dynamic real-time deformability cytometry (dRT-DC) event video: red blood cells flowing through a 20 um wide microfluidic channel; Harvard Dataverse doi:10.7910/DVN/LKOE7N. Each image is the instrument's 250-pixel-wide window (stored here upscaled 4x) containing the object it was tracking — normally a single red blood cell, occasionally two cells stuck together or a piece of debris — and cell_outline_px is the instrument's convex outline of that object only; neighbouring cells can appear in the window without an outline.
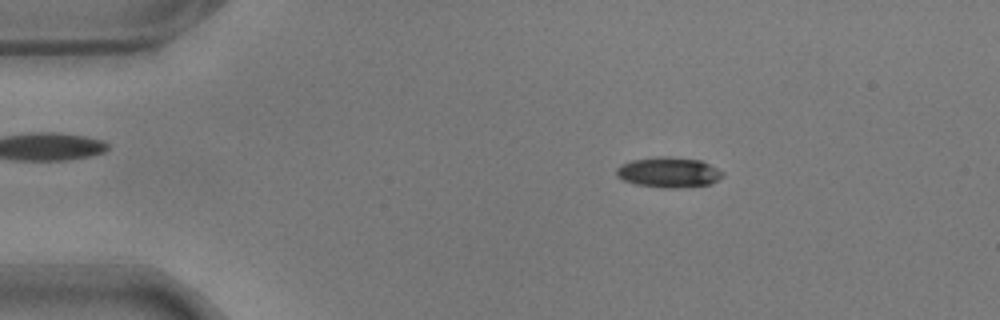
{"species": "common noctule bat (a hibernating species)", "species_latin": "Nyctalus noctula", "temperature_condition": "warm", "stored_images_in_passage": 57, "camera_frame_rate_fps": 3000, "um_per_image_px": 0.085, "animal": {"sex": "male", "body_mass_g": 17.9}, "frame": {"image": 1, "passage_image": 10, "time_ms": 3.0, "image_size_px": [1000, 320], "cell_outline_px": [[724, 176], [712, 184], [676, 188], [664, 188], [636, 184], [624, 180], [616, 176], [616, 168], [620, 164], [632, 160], [660, 156], [668, 156], [700, 160], [724, 172]], "centroid_in_image_um": [56.84, 14.65], "position_along_channel_um": 28.2, "area_um2": 18.84}}
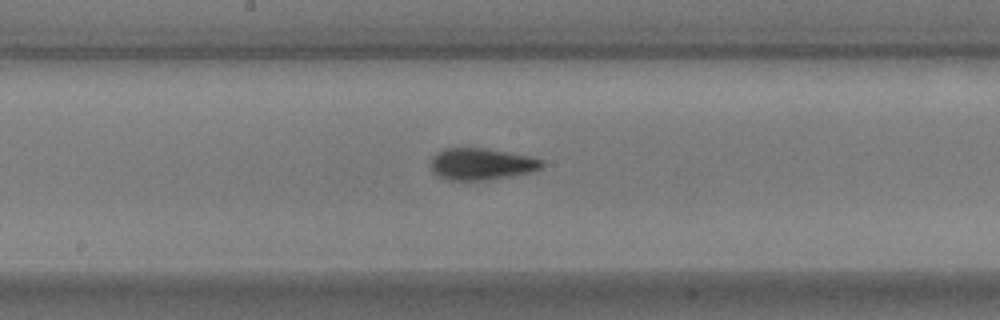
{"frame": {"image": 2, "passage_image": 30, "time_ms": 9.667, "image_size_px": [1000, 320], "cell_outline_px": [[544, 168], [532, 172], [512, 176], [488, 180], [448, 180], [436, 176], [432, 172], [432, 156], [444, 148], [484, 148], [532, 156], [544, 160]], "centroid_in_image_um": [40.96, 13.95], "position_along_channel_um": 207.2, "area_um2": 20.87}}
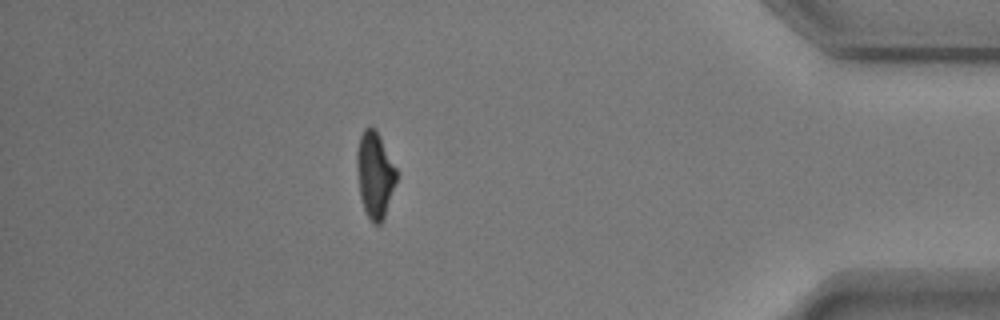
{"frame": {"image": 3, "passage_image": 50, "time_ms": 16.333, "image_size_px": [1000, 320], "cell_outline_px": [[396, 180], [384, 220], [380, 224], [372, 224], [364, 208], [360, 196], [356, 164], [356, 152], [360, 136], [364, 128], [376, 128], [396, 168]], "centroid_in_image_um": [31.85, 14.86], "position_along_channel_um": 403.3, "area_um2": 19.77}, "authors_computed_cell_mechanics": {"area_um2": 20.0566, "velocity_mm_per_s": 3.5786, "shape_relaxation_time_tau1_ms": 3.8362, "shape_relaxation_time_tau2_ms": 2.2146, "deformation_change_tau1": 0.1581, "deformation_change_tau2": 0.0908}}